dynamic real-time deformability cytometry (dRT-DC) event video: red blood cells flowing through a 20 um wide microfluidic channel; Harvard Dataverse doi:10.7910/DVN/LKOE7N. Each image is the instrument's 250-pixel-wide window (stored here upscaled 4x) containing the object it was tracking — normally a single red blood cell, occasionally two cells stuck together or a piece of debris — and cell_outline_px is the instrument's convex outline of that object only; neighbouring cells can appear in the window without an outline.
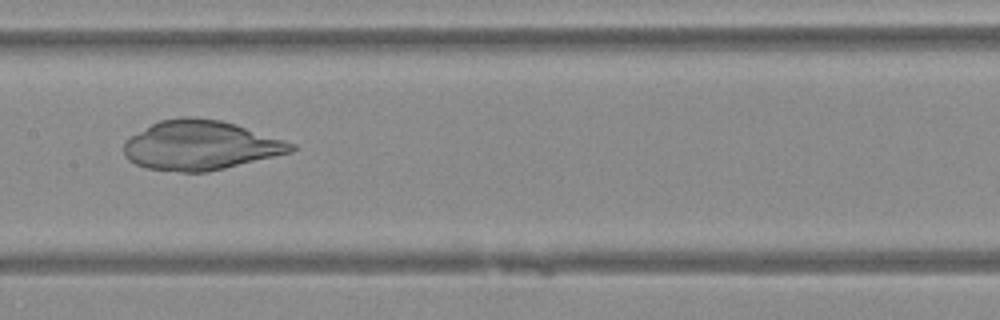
{"species": "Egyptian fruit bat (a non-hibernating species)", "species_latin": "Rousettus aegyptiacus", "temperature_condition": "warm", "stored_images_in_passage": 49, "camera_frame_rate_fps": 3000, "um_per_image_px": 0.085, "animal": {"sex": "female"}, "frame": {"image": 1, "passage_image": 25, "time_ms": 8.0, "image_size_px": [1000, 320], "cell_outline_px": [[296, 148], [292, 152], [208, 172], [180, 172], [148, 168], [136, 164], [128, 160], [124, 156], [124, 144], [132, 136], [152, 124], [160, 120], [180, 116], [192, 116], [220, 120], [236, 124], [296, 144]], "centroid_in_image_um": [17.05, 12.35], "position_along_channel_um": 190.3, "area_um2": 47.97}}
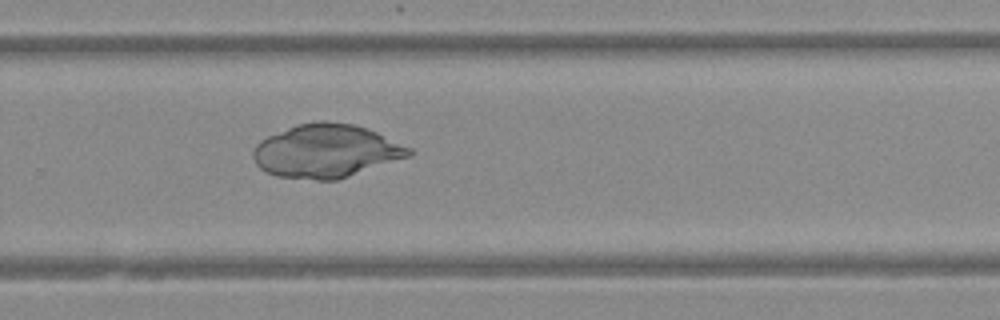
{"frame": {"image": 2, "passage_image": 33, "time_ms": 10.667, "image_size_px": [1000, 320], "cell_outline_px": [[416, 152], [412, 156], [336, 180], [316, 180], [276, 176], [260, 168], [256, 164], [252, 156], [252, 152], [256, 144], [260, 140], [268, 136], [296, 124], [316, 120], [328, 120], [352, 124], [368, 128], [412, 148]], "centroid_in_image_um": [27.74, 12.82], "position_along_channel_um": 302.1, "area_um2": 48.84}}
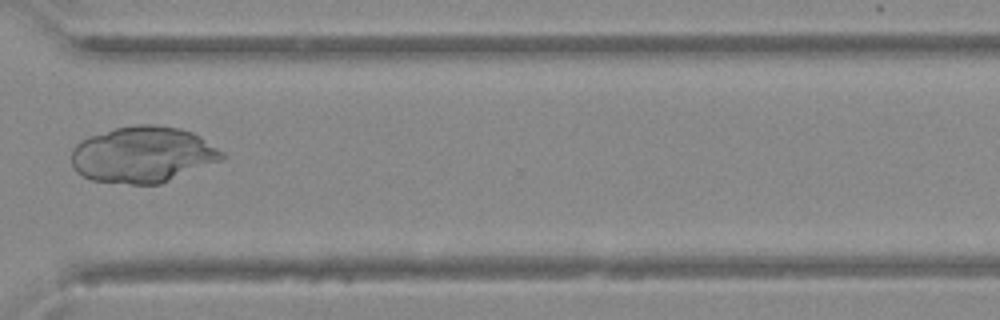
{"frame": {"image": 3, "passage_image": 37, "time_ms": 12.0, "image_size_px": [1000, 320], "cell_outline_px": [[224, 156], [220, 160], [160, 184], [132, 184], [92, 180], [76, 172], [72, 164], [72, 148], [80, 140], [88, 136], [116, 128], [136, 124], [152, 124], [180, 128], [192, 132], [200, 136], [224, 152]], "centroid_in_image_um": [12.11, 13.13], "position_along_channel_um": 358.5, "area_um2": 49.13}}